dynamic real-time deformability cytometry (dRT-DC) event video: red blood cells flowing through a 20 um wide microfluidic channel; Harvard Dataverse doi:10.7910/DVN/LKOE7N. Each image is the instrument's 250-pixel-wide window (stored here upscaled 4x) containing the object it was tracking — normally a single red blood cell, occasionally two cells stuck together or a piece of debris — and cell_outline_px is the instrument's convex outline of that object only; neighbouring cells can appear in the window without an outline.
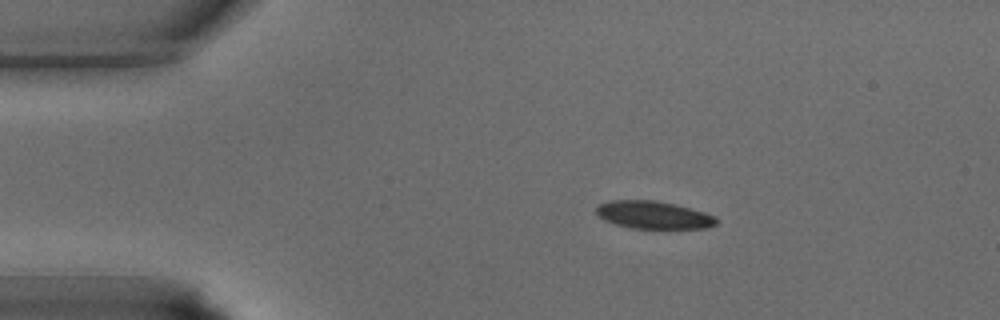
{"species": "common noctule bat (a hibernating species)", "species_latin": "Nyctalus noctula", "temperature_condition": "warm", "stored_images_in_passage": 32, "camera_frame_rate_fps": 3000, "um_per_image_px": 0.085, "animal": {"sex": "male", "body_mass_g": 15.6}, "frame": {"image": 1, "passage_image": 1, "time_ms": 0.0, "image_size_px": [1000, 320], "cell_outline_px": [[716, 224], [708, 228], [632, 228], [616, 224], [604, 220], [596, 216], [596, 208], [600, 204], [612, 200], [656, 200], [676, 204], [704, 212], [716, 216]], "centroid_in_image_um": [55.54, 18.26], "position_along_channel_um": 29.5, "area_um2": 19.36}}
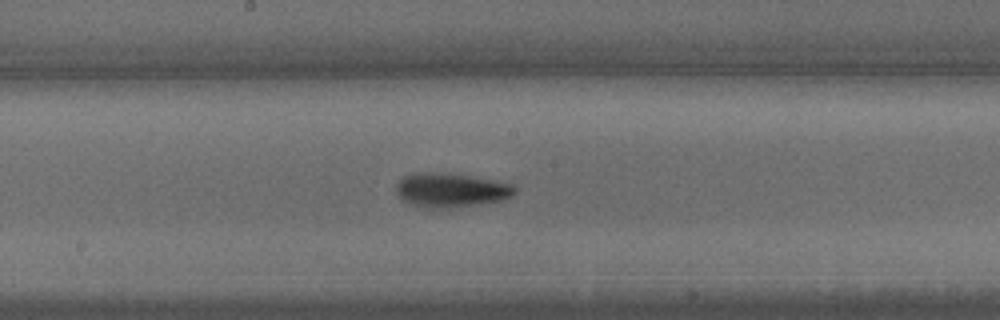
{"frame": {"image": 2, "passage_image": 14, "time_ms": 4.333, "image_size_px": [1000, 320], "cell_outline_px": [[516, 192], [512, 196], [500, 200], [472, 204], [436, 208], [432, 208], [416, 204], [404, 200], [396, 192], [396, 184], [404, 176], [416, 172], [440, 172], [496, 180], [512, 184], [516, 188]], "centroid_in_image_um": [38.33, 16.12], "position_along_channel_um": 209.9, "area_um2": 22.95}}
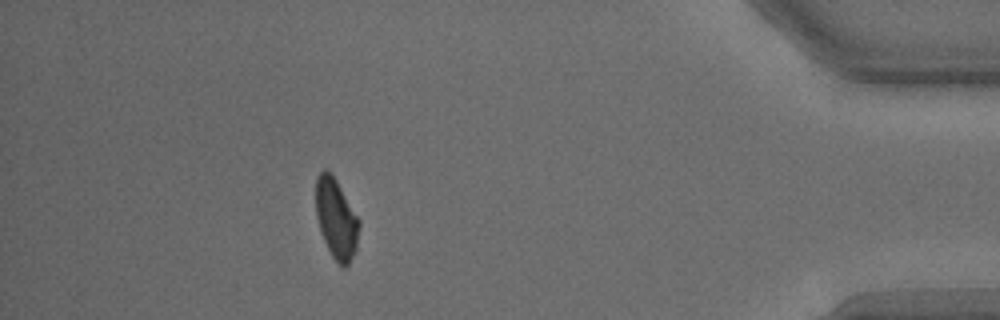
{"frame": {"image": 3, "passage_image": 28, "time_ms": 9.0, "image_size_px": [1000, 320], "cell_outline_px": [[360, 224], [356, 252], [348, 264], [344, 268], [332, 256], [324, 240], [316, 216], [316, 176], [324, 168], [336, 180], [360, 220]], "centroid_in_image_um": [28.59, 18.6], "position_along_channel_um": 406.6, "area_um2": 20.0}}